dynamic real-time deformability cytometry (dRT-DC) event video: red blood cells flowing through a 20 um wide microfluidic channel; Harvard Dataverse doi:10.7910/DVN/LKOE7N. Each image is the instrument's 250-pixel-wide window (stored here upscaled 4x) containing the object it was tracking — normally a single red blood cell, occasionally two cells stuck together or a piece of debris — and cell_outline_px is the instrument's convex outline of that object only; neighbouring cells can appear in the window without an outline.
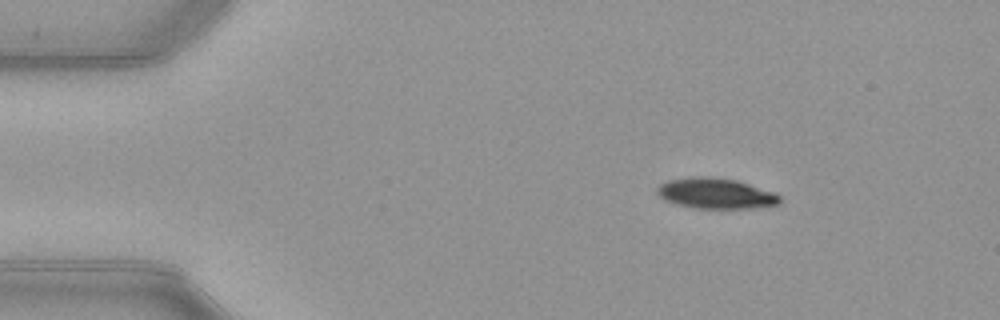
{"species": "common noctule bat (a hibernating species)", "species_latin": "Nyctalus noctula", "temperature_condition": "warm", "stored_images_in_passage": 46, "camera_frame_rate_fps": 3000, "um_per_image_px": 0.085, "animal": {"sex": "female", "body_mass_g": 21.9}, "frame": {"image": 1, "passage_image": 2, "time_ms": 0.333, "image_size_px": [1000, 320], "cell_outline_px": [[780, 204], [752, 208], [692, 208], [676, 204], [664, 200], [656, 192], [656, 188], [660, 184], [668, 180], [692, 176], [704, 176], [736, 180], [776, 192], [780, 196]], "centroid_in_image_um": [60.83, 16.44], "position_along_channel_um": 24.2, "area_um2": 21.96}}
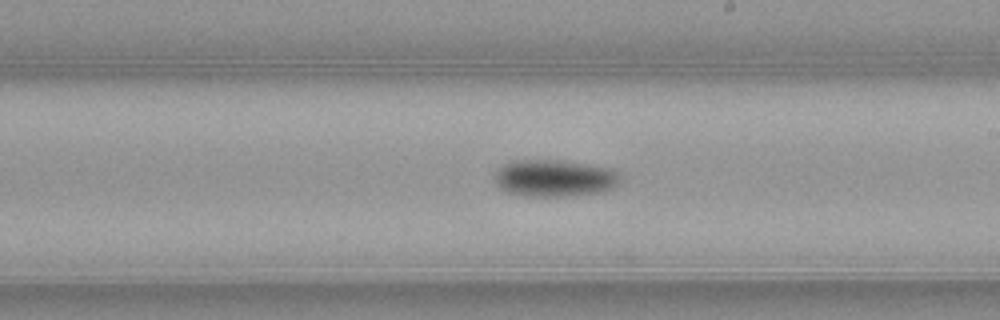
{"frame": {"image": 2, "passage_image": 24, "time_ms": 7.667, "image_size_px": [1000, 320], "cell_outline_px": [[620, 184], [612, 188], [600, 192], [564, 196], [524, 196], [508, 192], [500, 188], [496, 184], [496, 168], [512, 160], [564, 160], [612, 168], [620, 176]], "centroid_in_image_um": [47.13, 15.13], "position_along_channel_um": 241.9, "area_um2": 27.22}}
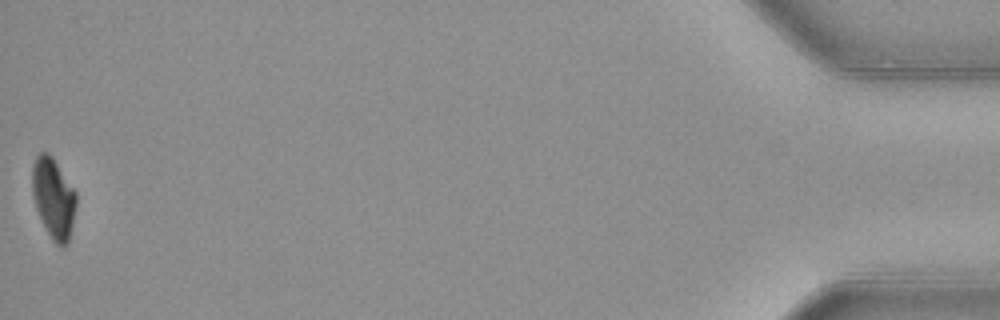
{"frame": {"image": 3, "passage_image": 46, "time_ms": 15.0, "image_size_px": [1000, 320], "cell_outline_px": [[76, 208], [68, 244], [64, 248], [60, 248], [52, 240], [36, 208], [32, 196], [32, 164], [36, 156], [40, 152], [48, 152], [52, 156], [76, 192]], "centroid_in_image_um": [4.55, 16.84], "position_along_channel_um": 430.7, "area_um2": 20.69}, "authors_computed_cell_mechanics": {"area_um2": 24.565, "velocity_mm_per_s": 3.9781, "shape_relaxation_time_tau1_ms": 2.4763, "shape_relaxation_time_tau2_ms": null, "deformation_change_tau1": 0.1079, "deformation_change_tau2": null}}